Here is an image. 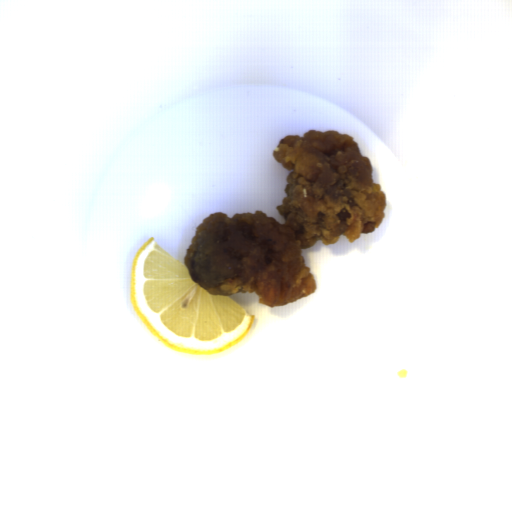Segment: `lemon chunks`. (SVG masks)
<instances>
[{
    "label": "lemon chunks",
    "instance_id": "lemon-chunks-1",
    "mask_svg": "<svg viewBox=\"0 0 512 512\" xmlns=\"http://www.w3.org/2000/svg\"><path fill=\"white\" fill-rule=\"evenodd\" d=\"M130 298L139 319L166 346L183 353L217 354L240 343L255 315L228 295L195 282L185 264L150 237L131 269Z\"/></svg>",
    "mask_w": 512,
    "mask_h": 512
}]
</instances>
